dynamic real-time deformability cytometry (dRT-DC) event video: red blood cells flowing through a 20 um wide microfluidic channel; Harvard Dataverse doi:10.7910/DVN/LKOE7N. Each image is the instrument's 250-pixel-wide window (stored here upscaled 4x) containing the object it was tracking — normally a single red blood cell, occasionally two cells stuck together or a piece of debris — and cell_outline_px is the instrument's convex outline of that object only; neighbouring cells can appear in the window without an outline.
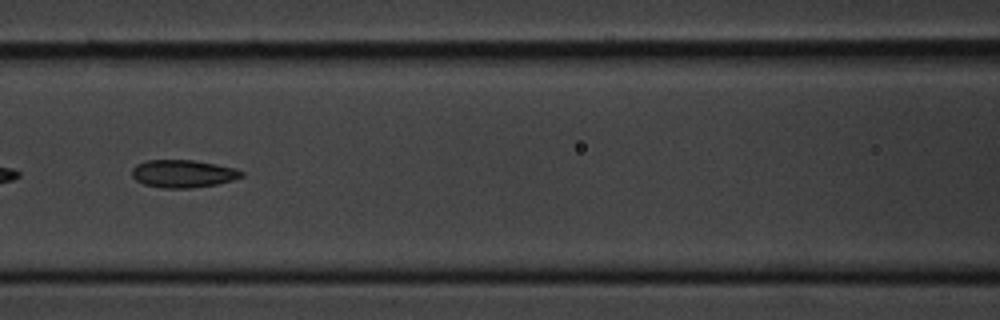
{"species": "common noctule bat (a hibernating species)", "species_latin": "Nyctalus noctula", "temperature_condition": "cold", "stored_images_in_passage": 38, "camera_frame_rate_fps": 3000, "um_per_image_px": 0.085, "animal": {"sex": "male", "body_mass_g": 20.1, "forearm_length_mm": 53.5}, "frame": {"image": 1, "passage_image": 7, "time_ms": 2.0, "image_size_px": [1000, 320], "cell_outline_px": [[244, 176], [236, 180], [216, 184], [188, 188], [160, 188], [144, 184], [136, 180], [132, 176], [132, 168], [136, 164], [148, 160], [192, 160], [216, 164], [236, 168], [244, 172]], "centroid_in_image_um": [15.58, 14.76], "position_along_channel_um": 151.0, "area_um2": 17.8}}
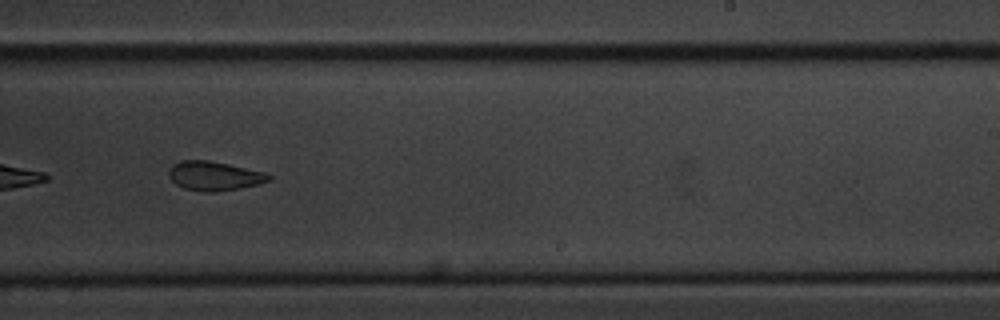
{"frame": {"image": 2, "passage_image": 17, "time_ms": 5.333, "image_size_px": [1000, 320], "cell_outline_px": [[272, 180], [256, 184], [236, 188], [212, 192], [204, 192], [184, 188], [176, 184], [168, 176], [168, 172], [172, 164], [180, 160], [208, 160], [228, 164], [264, 172], [272, 176]], "centroid_in_image_um": [18.17, 14.94], "position_along_channel_um": 270.8, "area_um2": 16.82}}
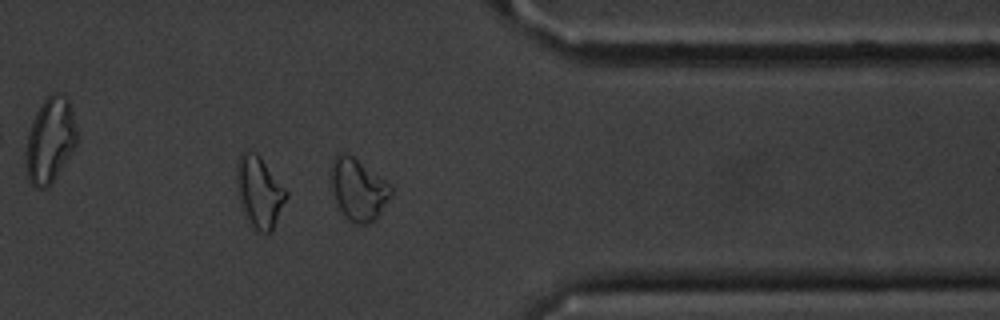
{"frame": {"image": 3, "passage_image": 27, "time_ms": 8.667, "image_size_px": [1000, 320], "cell_outline_px": [[392, 196], [376, 216], [368, 224], [356, 224], [348, 220], [344, 216], [336, 200], [332, 188], [328, 172], [332, 160], [336, 152], [348, 152], [384, 180], [392, 188]], "centroid_in_image_um": [30.39, 16.05], "position_along_channel_um": 381.0, "area_um2": 21.62}}